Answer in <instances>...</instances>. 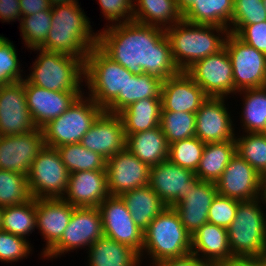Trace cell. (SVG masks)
Returning a JSON list of instances; mask_svg holds the SVG:
<instances>
[{"label": "cell", "mask_w": 266, "mask_h": 266, "mask_svg": "<svg viewBox=\"0 0 266 266\" xmlns=\"http://www.w3.org/2000/svg\"><path fill=\"white\" fill-rule=\"evenodd\" d=\"M105 27L98 31L97 46L133 74L147 73L164 81L180 72L165 29L135 21Z\"/></svg>", "instance_id": "cell-1"}, {"label": "cell", "mask_w": 266, "mask_h": 266, "mask_svg": "<svg viewBox=\"0 0 266 266\" xmlns=\"http://www.w3.org/2000/svg\"><path fill=\"white\" fill-rule=\"evenodd\" d=\"M52 27L40 47L86 61L89 51L97 45L98 32H93L90 19L79 2L51 6Z\"/></svg>", "instance_id": "cell-2"}, {"label": "cell", "mask_w": 266, "mask_h": 266, "mask_svg": "<svg viewBox=\"0 0 266 266\" xmlns=\"http://www.w3.org/2000/svg\"><path fill=\"white\" fill-rule=\"evenodd\" d=\"M165 32L171 45L172 59L180 71H186L200 59L217 54L224 48L229 33L227 28L193 24L183 19L166 28Z\"/></svg>", "instance_id": "cell-3"}, {"label": "cell", "mask_w": 266, "mask_h": 266, "mask_svg": "<svg viewBox=\"0 0 266 266\" xmlns=\"http://www.w3.org/2000/svg\"><path fill=\"white\" fill-rule=\"evenodd\" d=\"M264 205L263 196L240 201L238 204L235 218L227 228L229 247L234 259L266 257Z\"/></svg>", "instance_id": "cell-4"}, {"label": "cell", "mask_w": 266, "mask_h": 266, "mask_svg": "<svg viewBox=\"0 0 266 266\" xmlns=\"http://www.w3.org/2000/svg\"><path fill=\"white\" fill-rule=\"evenodd\" d=\"M189 253L191 234L184 228L173 207L165 208L144 230L141 265L143 255L152 258V265L149 266H153L162 260L183 257Z\"/></svg>", "instance_id": "cell-5"}, {"label": "cell", "mask_w": 266, "mask_h": 266, "mask_svg": "<svg viewBox=\"0 0 266 266\" xmlns=\"http://www.w3.org/2000/svg\"><path fill=\"white\" fill-rule=\"evenodd\" d=\"M39 56L30 67L26 80L35 86L50 91L83 92L84 61L67 54L50 52L41 48Z\"/></svg>", "instance_id": "cell-6"}, {"label": "cell", "mask_w": 266, "mask_h": 266, "mask_svg": "<svg viewBox=\"0 0 266 266\" xmlns=\"http://www.w3.org/2000/svg\"><path fill=\"white\" fill-rule=\"evenodd\" d=\"M84 82L90 97L105 110L124 92L128 77L134 74L108 57L97 45L88 53L84 62Z\"/></svg>", "instance_id": "cell-7"}, {"label": "cell", "mask_w": 266, "mask_h": 266, "mask_svg": "<svg viewBox=\"0 0 266 266\" xmlns=\"http://www.w3.org/2000/svg\"><path fill=\"white\" fill-rule=\"evenodd\" d=\"M103 111L90 97L82 94L63 114L42 128L45 145L57 148L80 143Z\"/></svg>", "instance_id": "cell-8"}, {"label": "cell", "mask_w": 266, "mask_h": 266, "mask_svg": "<svg viewBox=\"0 0 266 266\" xmlns=\"http://www.w3.org/2000/svg\"><path fill=\"white\" fill-rule=\"evenodd\" d=\"M69 172L56 148L45 147L32 162L27 175L32 198H62L67 189Z\"/></svg>", "instance_id": "cell-9"}, {"label": "cell", "mask_w": 266, "mask_h": 266, "mask_svg": "<svg viewBox=\"0 0 266 266\" xmlns=\"http://www.w3.org/2000/svg\"><path fill=\"white\" fill-rule=\"evenodd\" d=\"M224 48L233 68L234 94L266 86V55L228 33Z\"/></svg>", "instance_id": "cell-10"}, {"label": "cell", "mask_w": 266, "mask_h": 266, "mask_svg": "<svg viewBox=\"0 0 266 266\" xmlns=\"http://www.w3.org/2000/svg\"><path fill=\"white\" fill-rule=\"evenodd\" d=\"M102 236L104 231L99 208L75 207L60 241L43 258L47 260L61 258L62 254L65 255L78 248H89Z\"/></svg>", "instance_id": "cell-11"}, {"label": "cell", "mask_w": 266, "mask_h": 266, "mask_svg": "<svg viewBox=\"0 0 266 266\" xmlns=\"http://www.w3.org/2000/svg\"><path fill=\"white\" fill-rule=\"evenodd\" d=\"M185 72L208 97L226 98L234 95L233 68L225 48L196 61Z\"/></svg>", "instance_id": "cell-12"}, {"label": "cell", "mask_w": 266, "mask_h": 266, "mask_svg": "<svg viewBox=\"0 0 266 266\" xmlns=\"http://www.w3.org/2000/svg\"><path fill=\"white\" fill-rule=\"evenodd\" d=\"M104 236L127 245L141 255L143 234L120 196L109 195L99 206Z\"/></svg>", "instance_id": "cell-13"}, {"label": "cell", "mask_w": 266, "mask_h": 266, "mask_svg": "<svg viewBox=\"0 0 266 266\" xmlns=\"http://www.w3.org/2000/svg\"><path fill=\"white\" fill-rule=\"evenodd\" d=\"M45 147L42 129L0 136V169L28 175L32 162Z\"/></svg>", "instance_id": "cell-14"}, {"label": "cell", "mask_w": 266, "mask_h": 266, "mask_svg": "<svg viewBox=\"0 0 266 266\" xmlns=\"http://www.w3.org/2000/svg\"><path fill=\"white\" fill-rule=\"evenodd\" d=\"M107 187L111 196L149 185L150 166L140 161L126 147L106 163Z\"/></svg>", "instance_id": "cell-15"}, {"label": "cell", "mask_w": 266, "mask_h": 266, "mask_svg": "<svg viewBox=\"0 0 266 266\" xmlns=\"http://www.w3.org/2000/svg\"><path fill=\"white\" fill-rule=\"evenodd\" d=\"M37 129L28 110L24 80L0 88V136L30 133Z\"/></svg>", "instance_id": "cell-16"}, {"label": "cell", "mask_w": 266, "mask_h": 266, "mask_svg": "<svg viewBox=\"0 0 266 266\" xmlns=\"http://www.w3.org/2000/svg\"><path fill=\"white\" fill-rule=\"evenodd\" d=\"M199 180L193 171L169 160L150 167L149 185L168 207L181 201Z\"/></svg>", "instance_id": "cell-17"}, {"label": "cell", "mask_w": 266, "mask_h": 266, "mask_svg": "<svg viewBox=\"0 0 266 266\" xmlns=\"http://www.w3.org/2000/svg\"><path fill=\"white\" fill-rule=\"evenodd\" d=\"M218 194L239 201L262 196L260 174L237 153L216 181Z\"/></svg>", "instance_id": "cell-18"}, {"label": "cell", "mask_w": 266, "mask_h": 266, "mask_svg": "<svg viewBox=\"0 0 266 266\" xmlns=\"http://www.w3.org/2000/svg\"><path fill=\"white\" fill-rule=\"evenodd\" d=\"M225 98L208 97L196 115L195 136L203 143L235 141V128Z\"/></svg>", "instance_id": "cell-19"}, {"label": "cell", "mask_w": 266, "mask_h": 266, "mask_svg": "<svg viewBox=\"0 0 266 266\" xmlns=\"http://www.w3.org/2000/svg\"><path fill=\"white\" fill-rule=\"evenodd\" d=\"M28 110L37 128L63 114L85 92L50 91L30 84L24 79Z\"/></svg>", "instance_id": "cell-20"}, {"label": "cell", "mask_w": 266, "mask_h": 266, "mask_svg": "<svg viewBox=\"0 0 266 266\" xmlns=\"http://www.w3.org/2000/svg\"><path fill=\"white\" fill-rule=\"evenodd\" d=\"M80 144L106 160L122 151L126 137L120 116L103 111L82 137Z\"/></svg>", "instance_id": "cell-21"}, {"label": "cell", "mask_w": 266, "mask_h": 266, "mask_svg": "<svg viewBox=\"0 0 266 266\" xmlns=\"http://www.w3.org/2000/svg\"><path fill=\"white\" fill-rule=\"evenodd\" d=\"M74 208L62 198L36 199V228L46 242L40 256L44 257L60 241Z\"/></svg>", "instance_id": "cell-22"}, {"label": "cell", "mask_w": 266, "mask_h": 266, "mask_svg": "<svg viewBox=\"0 0 266 266\" xmlns=\"http://www.w3.org/2000/svg\"><path fill=\"white\" fill-rule=\"evenodd\" d=\"M207 99L202 88L185 71L162 83L161 111L196 113Z\"/></svg>", "instance_id": "cell-23"}, {"label": "cell", "mask_w": 266, "mask_h": 266, "mask_svg": "<svg viewBox=\"0 0 266 266\" xmlns=\"http://www.w3.org/2000/svg\"><path fill=\"white\" fill-rule=\"evenodd\" d=\"M108 196L106 170H91L70 173L62 199L74 207H98Z\"/></svg>", "instance_id": "cell-24"}, {"label": "cell", "mask_w": 266, "mask_h": 266, "mask_svg": "<svg viewBox=\"0 0 266 266\" xmlns=\"http://www.w3.org/2000/svg\"><path fill=\"white\" fill-rule=\"evenodd\" d=\"M217 194L214 182L199 180L181 201L172 206L191 236L208 223L209 208Z\"/></svg>", "instance_id": "cell-25"}, {"label": "cell", "mask_w": 266, "mask_h": 266, "mask_svg": "<svg viewBox=\"0 0 266 266\" xmlns=\"http://www.w3.org/2000/svg\"><path fill=\"white\" fill-rule=\"evenodd\" d=\"M191 253L210 266H223L234 260L227 228L211 223L201 226L191 236Z\"/></svg>", "instance_id": "cell-26"}, {"label": "cell", "mask_w": 266, "mask_h": 266, "mask_svg": "<svg viewBox=\"0 0 266 266\" xmlns=\"http://www.w3.org/2000/svg\"><path fill=\"white\" fill-rule=\"evenodd\" d=\"M125 137V147L150 167L168 160L169 144L160 125Z\"/></svg>", "instance_id": "cell-27"}, {"label": "cell", "mask_w": 266, "mask_h": 266, "mask_svg": "<svg viewBox=\"0 0 266 266\" xmlns=\"http://www.w3.org/2000/svg\"><path fill=\"white\" fill-rule=\"evenodd\" d=\"M120 197L131 213L135 224L143 231L168 207L150 185L124 192Z\"/></svg>", "instance_id": "cell-28"}, {"label": "cell", "mask_w": 266, "mask_h": 266, "mask_svg": "<svg viewBox=\"0 0 266 266\" xmlns=\"http://www.w3.org/2000/svg\"><path fill=\"white\" fill-rule=\"evenodd\" d=\"M86 250L89 266H141L140 255L135 250L106 236Z\"/></svg>", "instance_id": "cell-29"}, {"label": "cell", "mask_w": 266, "mask_h": 266, "mask_svg": "<svg viewBox=\"0 0 266 266\" xmlns=\"http://www.w3.org/2000/svg\"><path fill=\"white\" fill-rule=\"evenodd\" d=\"M161 110V98H146L130 104L118 113L124 134H135L159 126Z\"/></svg>", "instance_id": "cell-30"}, {"label": "cell", "mask_w": 266, "mask_h": 266, "mask_svg": "<svg viewBox=\"0 0 266 266\" xmlns=\"http://www.w3.org/2000/svg\"><path fill=\"white\" fill-rule=\"evenodd\" d=\"M183 19L176 0H133V21L166 29Z\"/></svg>", "instance_id": "cell-31"}, {"label": "cell", "mask_w": 266, "mask_h": 266, "mask_svg": "<svg viewBox=\"0 0 266 266\" xmlns=\"http://www.w3.org/2000/svg\"><path fill=\"white\" fill-rule=\"evenodd\" d=\"M163 80L147 73L128 77L124 92L104 110L112 114H118L130 104L146 98H161Z\"/></svg>", "instance_id": "cell-32"}, {"label": "cell", "mask_w": 266, "mask_h": 266, "mask_svg": "<svg viewBox=\"0 0 266 266\" xmlns=\"http://www.w3.org/2000/svg\"><path fill=\"white\" fill-rule=\"evenodd\" d=\"M233 11L234 0H195L182 16L189 23L216 25L229 30Z\"/></svg>", "instance_id": "cell-33"}, {"label": "cell", "mask_w": 266, "mask_h": 266, "mask_svg": "<svg viewBox=\"0 0 266 266\" xmlns=\"http://www.w3.org/2000/svg\"><path fill=\"white\" fill-rule=\"evenodd\" d=\"M235 153V141L206 143L195 175L202 181L216 183Z\"/></svg>", "instance_id": "cell-34"}, {"label": "cell", "mask_w": 266, "mask_h": 266, "mask_svg": "<svg viewBox=\"0 0 266 266\" xmlns=\"http://www.w3.org/2000/svg\"><path fill=\"white\" fill-rule=\"evenodd\" d=\"M243 96V133H266V86L237 92Z\"/></svg>", "instance_id": "cell-35"}, {"label": "cell", "mask_w": 266, "mask_h": 266, "mask_svg": "<svg viewBox=\"0 0 266 266\" xmlns=\"http://www.w3.org/2000/svg\"><path fill=\"white\" fill-rule=\"evenodd\" d=\"M36 228V199L4 207L1 229L26 239Z\"/></svg>", "instance_id": "cell-36"}, {"label": "cell", "mask_w": 266, "mask_h": 266, "mask_svg": "<svg viewBox=\"0 0 266 266\" xmlns=\"http://www.w3.org/2000/svg\"><path fill=\"white\" fill-rule=\"evenodd\" d=\"M56 150L69 173L106 170L107 160L98 153L88 150L80 143L62 145L57 147Z\"/></svg>", "instance_id": "cell-37"}, {"label": "cell", "mask_w": 266, "mask_h": 266, "mask_svg": "<svg viewBox=\"0 0 266 266\" xmlns=\"http://www.w3.org/2000/svg\"><path fill=\"white\" fill-rule=\"evenodd\" d=\"M160 127L170 145L195 136L196 115L190 112L161 111Z\"/></svg>", "instance_id": "cell-38"}, {"label": "cell", "mask_w": 266, "mask_h": 266, "mask_svg": "<svg viewBox=\"0 0 266 266\" xmlns=\"http://www.w3.org/2000/svg\"><path fill=\"white\" fill-rule=\"evenodd\" d=\"M31 198L25 174L0 169L1 207L26 203Z\"/></svg>", "instance_id": "cell-39"}, {"label": "cell", "mask_w": 266, "mask_h": 266, "mask_svg": "<svg viewBox=\"0 0 266 266\" xmlns=\"http://www.w3.org/2000/svg\"><path fill=\"white\" fill-rule=\"evenodd\" d=\"M244 134L235 138L236 153L261 174L266 169V133Z\"/></svg>", "instance_id": "cell-40"}, {"label": "cell", "mask_w": 266, "mask_h": 266, "mask_svg": "<svg viewBox=\"0 0 266 266\" xmlns=\"http://www.w3.org/2000/svg\"><path fill=\"white\" fill-rule=\"evenodd\" d=\"M52 11L49 10L39 11L30 16H23L20 21V32L22 39L27 49L40 48L52 27L51 24Z\"/></svg>", "instance_id": "cell-41"}, {"label": "cell", "mask_w": 266, "mask_h": 266, "mask_svg": "<svg viewBox=\"0 0 266 266\" xmlns=\"http://www.w3.org/2000/svg\"><path fill=\"white\" fill-rule=\"evenodd\" d=\"M205 143L196 136L169 145L168 160L177 166L196 172Z\"/></svg>", "instance_id": "cell-42"}, {"label": "cell", "mask_w": 266, "mask_h": 266, "mask_svg": "<svg viewBox=\"0 0 266 266\" xmlns=\"http://www.w3.org/2000/svg\"><path fill=\"white\" fill-rule=\"evenodd\" d=\"M18 59L15 45L3 35H0V85L21 82L23 69Z\"/></svg>", "instance_id": "cell-43"}, {"label": "cell", "mask_w": 266, "mask_h": 266, "mask_svg": "<svg viewBox=\"0 0 266 266\" xmlns=\"http://www.w3.org/2000/svg\"><path fill=\"white\" fill-rule=\"evenodd\" d=\"M266 21L263 0H234V11L229 32L234 34L242 25Z\"/></svg>", "instance_id": "cell-44"}, {"label": "cell", "mask_w": 266, "mask_h": 266, "mask_svg": "<svg viewBox=\"0 0 266 266\" xmlns=\"http://www.w3.org/2000/svg\"><path fill=\"white\" fill-rule=\"evenodd\" d=\"M32 245L27 239L0 229V261L13 263L29 256Z\"/></svg>", "instance_id": "cell-45"}, {"label": "cell", "mask_w": 266, "mask_h": 266, "mask_svg": "<svg viewBox=\"0 0 266 266\" xmlns=\"http://www.w3.org/2000/svg\"><path fill=\"white\" fill-rule=\"evenodd\" d=\"M239 200L217 194L208 212V223L228 228L235 218Z\"/></svg>", "instance_id": "cell-46"}, {"label": "cell", "mask_w": 266, "mask_h": 266, "mask_svg": "<svg viewBox=\"0 0 266 266\" xmlns=\"http://www.w3.org/2000/svg\"><path fill=\"white\" fill-rule=\"evenodd\" d=\"M101 13L113 24L133 21V0H98Z\"/></svg>", "instance_id": "cell-47"}, {"label": "cell", "mask_w": 266, "mask_h": 266, "mask_svg": "<svg viewBox=\"0 0 266 266\" xmlns=\"http://www.w3.org/2000/svg\"><path fill=\"white\" fill-rule=\"evenodd\" d=\"M234 34L247 45L266 55V21L242 25Z\"/></svg>", "instance_id": "cell-48"}, {"label": "cell", "mask_w": 266, "mask_h": 266, "mask_svg": "<svg viewBox=\"0 0 266 266\" xmlns=\"http://www.w3.org/2000/svg\"><path fill=\"white\" fill-rule=\"evenodd\" d=\"M20 0H0V20L2 22L21 21Z\"/></svg>", "instance_id": "cell-49"}, {"label": "cell", "mask_w": 266, "mask_h": 266, "mask_svg": "<svg viewBox=\"0 0 266 266\" xmlns=\"http://www.w3.org/2000/svg\"><path fill=\"white\" fill-rule=\"evenodd\" d=\"M153 266H210L206 262L201 261L194 254L189 253L183 257L162 260Z\"/></svg>", "instance_id": "cell-50"}, {"label": "cell", "mask_w": 266, "mask_h": 266, "mask_svg": "<svg viewBox=\"0 0 266 266\" xmlns=\"http://www.w3.org/2000/svg\"><path fill=\"white\" fill-rule=\"evenodd\" d=\"M49 0H20L21 16H30L51 8Z\"/></svg>", "instance_id": "cell-51"}, {"label": "cell", "mask_w": 266, "mask_h": 266, "mask_svg": "<svg viewBox=\"0 0 266 266\" xmlns=\"http://www.w3.org/2000/svg\"><path fill=\"white\" fill-rule=\"evenodd\" d=\"M223 266H266V257L234 259Z\"/></svg>", "instance_id": "cell-52"}, {"label": "cell", "mask_w": 266, "mask_h": 266, "mask_svg": "<svg viewBox=\"0 0 266 266\" xmlns=\"http://www.w3.org/2000/svg\"><path fill=\"white\" fill-rule=\"evenodd\" d=\"M195 0H176L179 11L183 14Z\"/></svg>", "instance_id": "cell-53"}, {"label": "cell", "mask_w": 266, "mask_h": 266, "mask_svg": "<svg viewBox=\"0 0 266 266\" xmlns=\"http://www.w3.org/2000/svg\"><path fill=\"white\" fill-rule=\"evenodd\" d=\"M49 1L52 6L56 4H68V3L78 2V0H49Z\"/></svg>", "instance_id": "cell-54"}, {"label": "cell", "mask_w": 266, "mask_h": 266, "mask_svg": "<svg viewBox=\"0 0 266 266\" xmlns=\"http://www.w3.org/2000/svg\"><path fill=\"white\" fill-rule=\"evenodd\" d=\"M261 188L264 190L266 188V169L260 174Z\"/></svg>", "instance_id": "cell-55"}, {"label": "cell", "mask_w": 266, "mask_h": 266, "mask_svg": "<svg viewBox=\"0 0 266 266\" xmlns=\"http://www.w3.org/2000/svg\"><path fill=\"white\" fill-rule=\"evenodd\" d=\"M262 196L264 198L265 206H266V188L263 190Z\"/></svg>", "instance_id": "cell-56"}, {"label": "cell", "mask_w": 266, "mask_h": 266, "mask_svg": "<svg viewBox=\"0 0 266 266\" xmlns=\"http://www.w3.org/2000/svg\"><path fill=\"white\" fill-rule=\"evenodd\" d=\"M2 210H3V207L0 206V229H1V222H2Z\"/></svg>", "instance_id": "cell-57"}, {"label": "cell", "mask_w": 266, "mask_h": 266, "mask_svg": "<svg viewBox=\"0 0 266 266\" xmlns=\"http://www.w3.org/2000/svg\"><path fill=\"white\" fill-rule=\"evenodd\" d=\"M263 5H264V7L266 9V0H263Z\"/></svg>", "instance_id": "cell-58"}]
</instances>
